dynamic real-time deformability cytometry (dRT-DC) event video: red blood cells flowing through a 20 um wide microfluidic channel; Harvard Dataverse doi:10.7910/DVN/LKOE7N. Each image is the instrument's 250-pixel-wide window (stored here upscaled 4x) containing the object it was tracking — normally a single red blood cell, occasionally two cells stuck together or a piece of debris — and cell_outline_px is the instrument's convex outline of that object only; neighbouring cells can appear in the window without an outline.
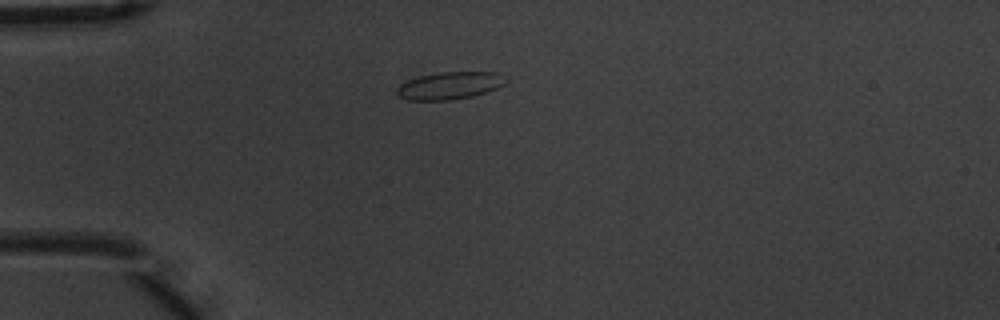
{"species": "common noctule bat (a hibernating species)", "species_latin": "Nyctalus noctula", "temperature_condition": "warm", "stored_images_in_passage": 41, "camera_frame_rate_fps": 3000, "um_per_image_px": 0.085, "animal": {"sex": "male", "body_mass_g": 20.1, "forearm_length_mm": 53.5}, "frame": {"image": 1, "passage_image": 1, "time_ms": 0.0, "image_size_px": [1000, 320], "cell_outline_px": [[508, 80], [504, 84], [496, 88], [472, 96], [448, 100], [408, 100], [400, 96], [396, 92], [396, 88], [400, 84], [408, 80], [420, 76], [440, 72], [500, 72], [508, 76]], "centroid_in_image_um": [38.26, 7.26], "position_along_channel_um": 46.7, "area_um2": 17.4}}
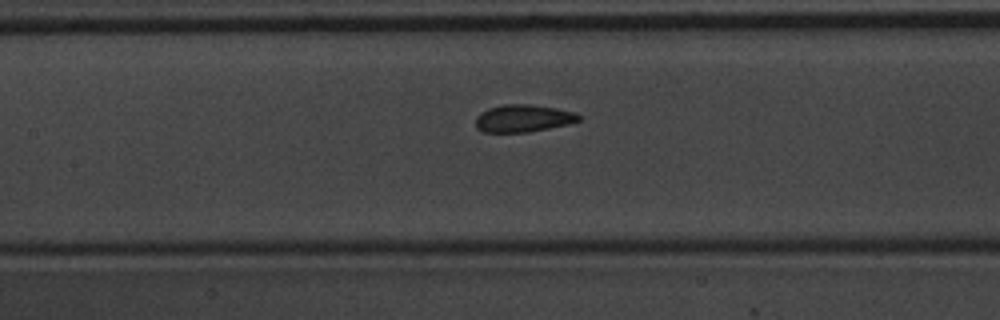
{"frame": {"image": 2, "passage_image": 12, "time_ms": 3.667, "image_size_px": [1000, 320], "cell_outline_px": [[580, 120], [568, 124], [528, 132], [484, 132], [476, 128], [476, 116], [480, 112], [488, 108], [504, 104], [528, 104], [556, 108], [576, 112], [580, 116]], "centroid_in_image_um": [44.45, 10.05], "position_along_channel_um": 163.0, "area_um2": 16.47}}
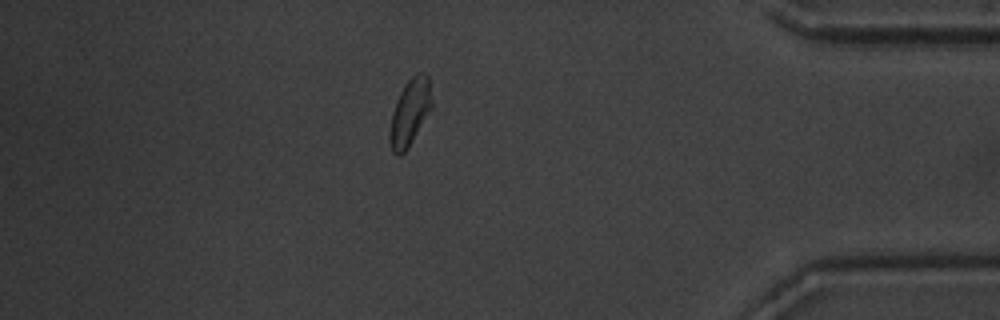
{"frame": {"image": 3, "passage_image": 34, "time_ms": 11.0, "image_size_px": [1000, 320], "cell_outline_px": [[432, 108], [408, 148], [400, 156], [396, 156], [392, 152], [388, 140], [388, 132], [392, 112], [396, 100], [404, 84], [416, 72], [424, 72], [428, 76], [432, 100]], "centroid_in_image_um": [34.82, 9.57], "position_along_channel_um": 400.4, "area_um2": 16.65}, "authors_computed_cell_mechanics": {"area_um2": 16.473, "velocity_mm_per_s": 3.693, "shape_relaxation_time_tau1_ms": 2.9733, "shape_relaxation_time_tau2_ms": 0.9133, "deformation_change_tau1": 0.0966, "deformation_change_tau2": 0.0738}}